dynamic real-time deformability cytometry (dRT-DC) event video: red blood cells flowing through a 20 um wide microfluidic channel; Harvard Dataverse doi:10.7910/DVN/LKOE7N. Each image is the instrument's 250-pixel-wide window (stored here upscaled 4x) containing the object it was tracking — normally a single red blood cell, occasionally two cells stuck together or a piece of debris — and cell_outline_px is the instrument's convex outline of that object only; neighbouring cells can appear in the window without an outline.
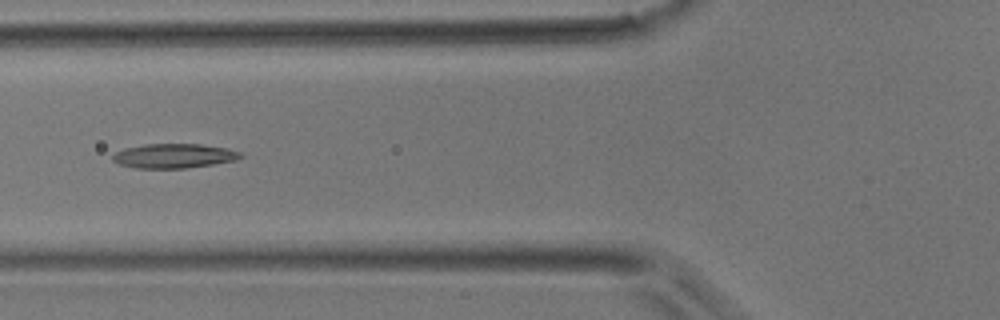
{"species": "common noctule bat (a hibernating species)", "species_latin": "Nyctalus noctula", "temperature_condition": "room temperature", "stored_images_in_passage": 5, "camera_frame_rate_fps": 3000, "um_per_image_px": 0.085, "animal": {"sex": "male", "body_mass_g": 17.9}, "frame": {"image": 1, "passage_image": 5, "time_ms": 1.333, "image_size_px": [1000, 320], "cell_outline_px": [[244, 156], [236, 160], [212, 164], [184, 168], [136, 168], [120, 164], [112, 160], [112, 156], [116, 152], [124, 148], [144, 144], [200, 144], [228, 148], [240, 152]], "centroid_in_image_um": [14.79, 13.24], "position_along_channel_um": 111.0, "area_um2": 18.15}}